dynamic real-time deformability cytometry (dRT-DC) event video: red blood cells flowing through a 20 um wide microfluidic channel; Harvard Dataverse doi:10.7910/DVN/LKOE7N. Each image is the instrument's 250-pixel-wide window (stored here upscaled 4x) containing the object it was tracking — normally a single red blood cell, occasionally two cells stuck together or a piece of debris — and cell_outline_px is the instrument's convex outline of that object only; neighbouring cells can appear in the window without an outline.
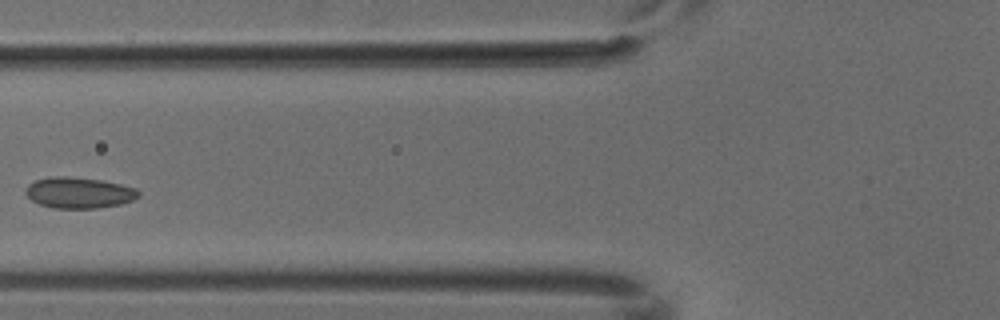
{"species": "common noctule bat (a hibernating species)", "species_latin": "Nyctalus noctula", "temperature_condition": "cold", "stored_images_in_passage": 3, "camera_frame_rate_fps": 3000, "um_per_image_px": 0.085, "animal": {"sex": "male", "body_mass_g": 18.8}, "frame": {"image": 1, "passage_image": 3, "time_ms": 0.667, "image_size_px": [1000, 320], "cell_outline_px": [[140, 196], [132, 200], [120, 204], [96, 208], [52, 208], [40, 204], [32, 200], [24, 192], [24, 188], [28, 184], [36, 180], [52, 176], [68, 176], [100, 180], [120, 184], [136, 188], [140, 192]], "centroid_in_image_um": [6.69, 16.38], "position_along_channel_um": 119.1, "area_um2": 20.4}}